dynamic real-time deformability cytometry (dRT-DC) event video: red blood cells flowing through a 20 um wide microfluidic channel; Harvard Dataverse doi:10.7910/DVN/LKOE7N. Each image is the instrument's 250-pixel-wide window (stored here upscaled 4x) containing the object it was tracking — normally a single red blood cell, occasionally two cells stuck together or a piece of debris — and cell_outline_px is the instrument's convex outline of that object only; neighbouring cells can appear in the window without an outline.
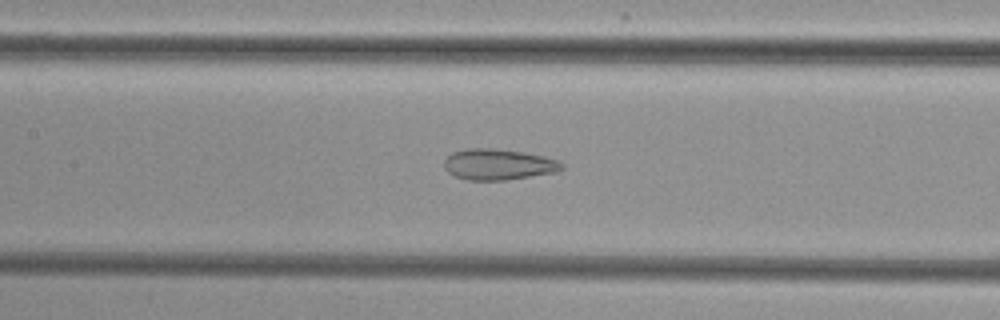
{"species": "common noctule bat (a hibernating species)", "species_latin": "Nyctalus noctula", "temperature_condition": "cold", "stored_images_in_passage": 50, "camera_frame_rate_fps": 3000, "um_per_image_px": 0.085, "animal": {"sex": "female", "body_mass_g": 29.2, "forearm_length_mm": 56.3}, "frame": {"image": 1, "passage_image": 22, "time_ms": 7.0, "image_size_px": [1000, 320], "cell_outline_px": [[564, 168], [556, 172], [504, 180], [468, 180], [456, 176], [448, 172], [444, 168], [444, 160], [452, 152], [468, 148], [496, 148], [524, 152], [544, 156], [556, 160], [564, 164]], "centroid_in_image_um": [42.35, 13.96], "position_along_channel_um": 165.0, "area_um2": 21.21}}
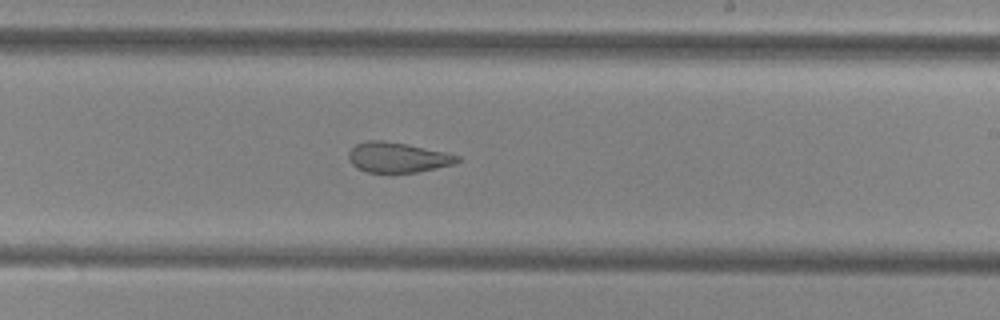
{"frame": {"image": 2, "passage_image": 29, "time_ms": 9.333, "image_size_px": [1000, 320], "cell_outline_px": [[460, 160], [456, 164], [416, 172], [368, 172], [356, 168], [348, 160], [348, 152], [356, 144], [368, 140], [384, 140], [444, 152], [460, 156]], "centroid_in_image_um": [33.77, 13.38], "position_along_channel_um": 255.2, "area_um2": 18.96}}
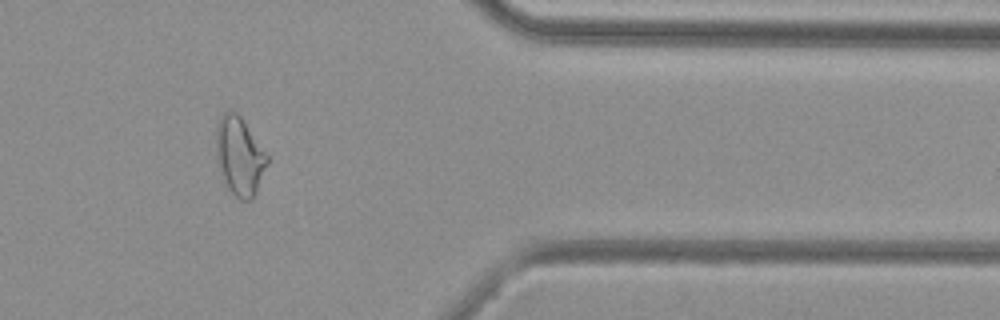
{"frame": {"image": 3, "passage_image": 41, "time_ms": 13.333, "image_size_px": [1000, 320], "cell_outline_px": [[268, 164], [256, 192], [252, 200], [240, 200], [228, 188], [220, 172], [216, 160], [216, 128], [220, 116], [228, 108], [236, 112], [240, 116], [268, 156]], "centroid_in_image_um": [20.34, 13.26], "position_along_channel_um": 391.1, "area_um2": 23.29}}